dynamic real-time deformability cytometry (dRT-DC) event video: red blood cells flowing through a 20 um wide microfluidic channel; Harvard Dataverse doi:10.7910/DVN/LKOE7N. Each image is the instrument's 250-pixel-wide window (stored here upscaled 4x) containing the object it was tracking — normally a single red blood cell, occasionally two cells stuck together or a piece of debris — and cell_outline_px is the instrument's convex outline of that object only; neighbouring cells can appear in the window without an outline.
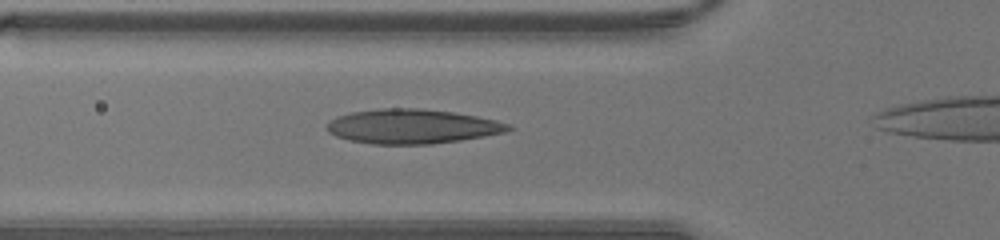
{"species": "human", "species_latin": "Homo sapiens", "temperature_condition": "warm", "stored_images_in_passage": 24, "camera_frame_rate_fps": 3000, "um_per_image_px": 0.085, "donor": {"sex": "male"}, "frame": {"image": 1, "passage_image": 4, "time_ms": 1.0, "image_size_px": [1000, 240], "cell_outline_px": [[516, 128], [508, 132], [460, 140], [432, 144], [372, 144], [348, 140], [336, 136], [328, 132], [324, 128], [328, 120], [336, 116], [352, 112], [376, 108], [420, 108], [452, 112], [476, 116], [496, 120], [508, 124]], "centroid_in_image_um": [35.0, 10.74], "position_along_channel_um": 90.8, "area_um2": 36.82}}
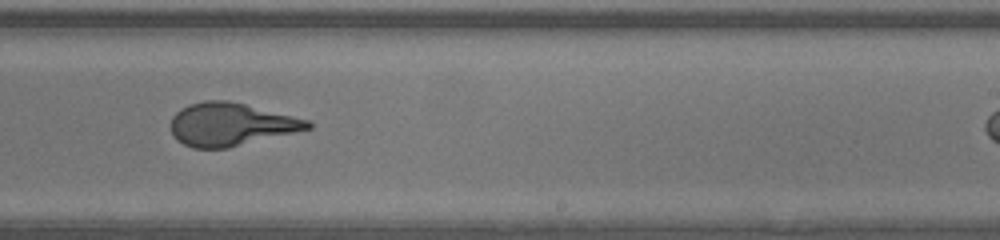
{"frame": {"image": 2, "passage_image": 15, "time_ms": 4.667, "image_size_px": [1000, 240], "cell_outline_px": [[312, 128], [228, 148], [192, 148], [176, 140], [172, 132], [172, 116], [180, 108], [188, 104], [204, 100], [228, 100], [308, 120], [312, 124]], "centroid_in_image_um": [19.58, 10.57], "position_along_channel_um": 269.4, "area_um2": 33.99}}
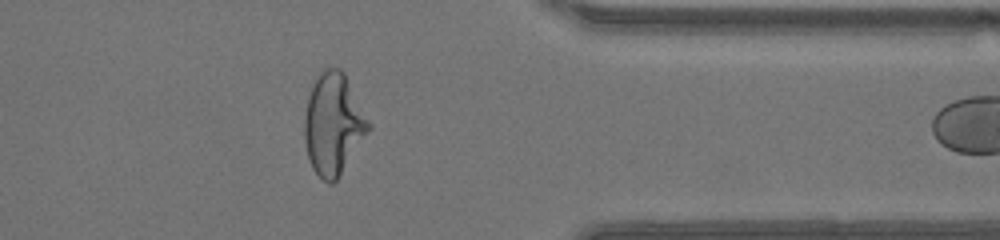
{"frame": {"image": 3, "passage_image": 23, "time_ms": 7.333, "image_size_px": [1000, 240], "cell_outline_px": [[372, 128], [340, 176], [332, 184], [328, 184], [312, 168], [308, 156], [304, 140], [304, 120], [308, 96], [312, 84], [320, 72], [324, 68], [340, 68], [344, 72], [372, 124]], "centroid_in_image_um": [28.35, 10.55], "position_along_channel_um": 383.0, "area_um2": 38.21}}